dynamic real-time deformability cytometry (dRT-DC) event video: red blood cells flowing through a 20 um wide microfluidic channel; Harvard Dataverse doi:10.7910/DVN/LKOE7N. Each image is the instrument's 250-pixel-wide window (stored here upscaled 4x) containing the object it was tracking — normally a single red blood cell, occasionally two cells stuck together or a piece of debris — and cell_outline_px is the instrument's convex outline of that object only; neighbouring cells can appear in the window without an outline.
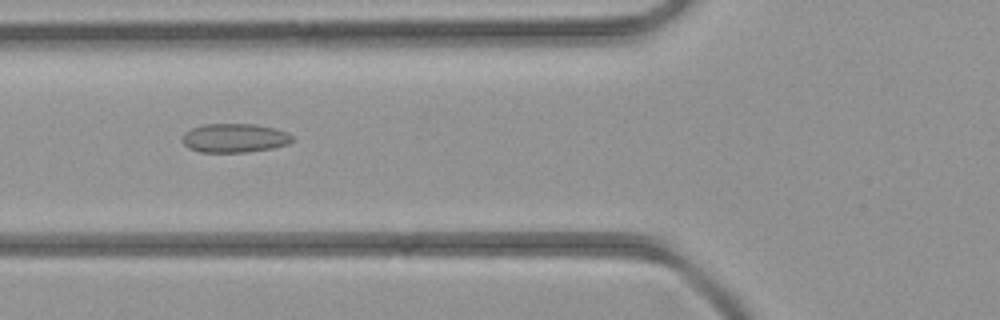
{"species": "common noctule bat (a hibernating species)", "species_latin": "Nyctalus noctula", "temperature_condition": "room temperature", "stored_images_in_passage": 4, "camera_frame_rate_fps": 3000, "um_per_image_px": 0.085, "animal": {"sex": "female", "body_mass_g": 21.9}, "frame": {"image": 1, "passage_image": 4, "time_ms": 4.333, "image_size_px": [1000, 320], "cell_outline_px": [[292, 140], [288, 144], [272, 148], [244, 152], [200, 152], [188, 148], [184, 144], [184, 132], [192, 128], [204, 124], [256, 124], [276, 128], [288, 132], [292, 136]], "centroid_in_image_um": [19.95, 11.72], "position_along_channel_um": 105.8, "area_um2": 18.5}}